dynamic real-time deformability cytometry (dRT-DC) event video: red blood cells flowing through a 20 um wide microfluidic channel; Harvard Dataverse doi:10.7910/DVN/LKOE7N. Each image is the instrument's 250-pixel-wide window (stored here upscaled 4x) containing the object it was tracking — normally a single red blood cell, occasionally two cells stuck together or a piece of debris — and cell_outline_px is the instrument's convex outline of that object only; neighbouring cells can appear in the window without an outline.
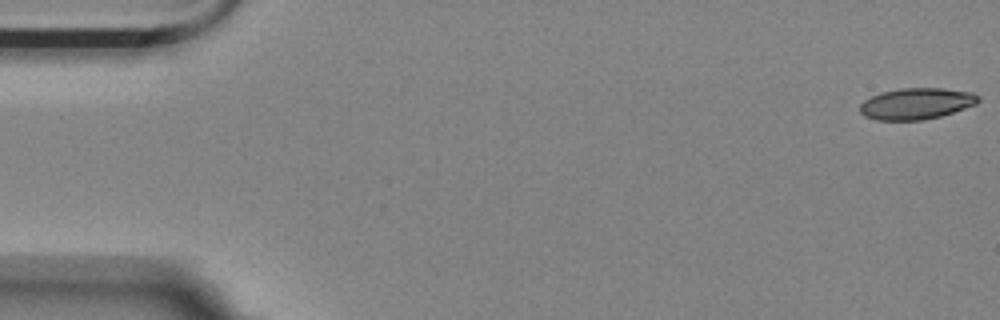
{"species": "Egyptian fruit bat (a non-hibernating species)", "species_latin": "Rousettus aegyptiacus", "temperature_condition": "room temperature", "stored_images_in_passage": 16, "camera_frame_rate_fps": 3000, "um_per_image_px": 0.085, "animal": {"sex": "female"}, "frame": {"image": 1, "passage_image": 1, "time_ms": 0.0, "image_size_px": [1000, 320], "cell_outline_px": [[980, 100], [976, 104], [940, 116], [924, 120], [876, 120], [864, 116], [860, 112], [860, 104], [864, 100], [880, 92], [900, 88], [944, 88], [972, 92], [980, 96]], "centroid_in_image_um": [77.88, 8.8], "position_along_channel_um": 7.1, "area_um2": 21.68}}
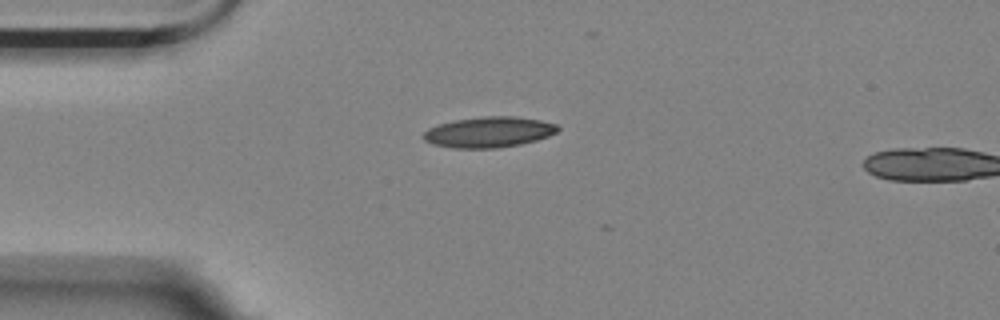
{"frame": {"image": 2, "passage_image": 14, "time_ms": 4.333, "image_size_px": [1000, 320], "cell_outline_px": [[560, 128], [556, 132], [548, 136], [536, 140], [520, 144], [496, 148], [456, 148], [432, 144], [424, 140], [424, 132], [428, 128], [452, 120], [484, 116], [512, 116], [540, 120], [556, 124]], "centroid_in_image_um": [41.54, 11.22], "position_along_channel_um": 43.5, "area_um2": 23.87}}